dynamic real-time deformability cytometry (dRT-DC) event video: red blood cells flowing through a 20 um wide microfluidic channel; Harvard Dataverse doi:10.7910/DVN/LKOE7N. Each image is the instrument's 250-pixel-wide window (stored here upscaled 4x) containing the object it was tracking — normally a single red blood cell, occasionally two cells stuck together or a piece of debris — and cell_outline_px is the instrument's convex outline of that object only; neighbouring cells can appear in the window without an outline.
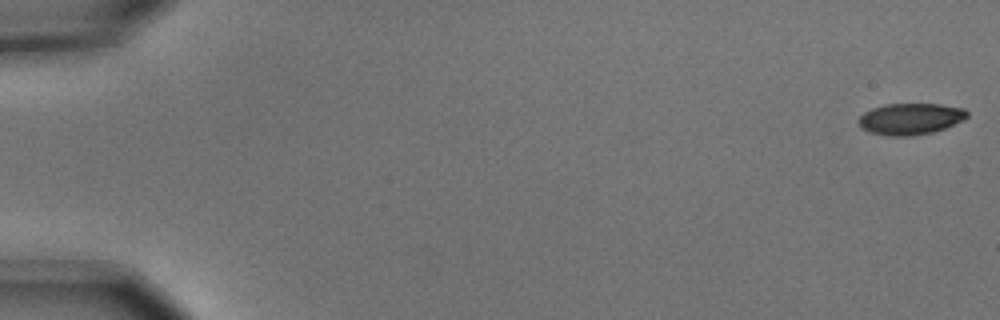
{"species": "common noctule bat (a hibernating species)", "species_latin": "Nyctalus noctula", "temperature_condition": "cold", "stored_images_in_passage": 6, "camera_frame_rate_fps": 3000, "um_per_image_px": 0.085, "animal": {"sex": "male", "body_mass_g": 15.6}, "frame": {"image": 1, "passage_image": 1, "time_ms": 0.0, "image_size_px": [1000, 320], "cell_outline_px": [[968, 116], [964, 120], [944, 128], [932, 132], [912, 136], [888, 136], [872, 132], [860, 128], [856, 120], [864, 112], [872, 108], [884, 104], [940, 104], [964, 108], [968, 112]], "centroid_in_image_um": [77.37, 10.1], "position_along_channel_um": 7.6, "area_um2": 20.0}}